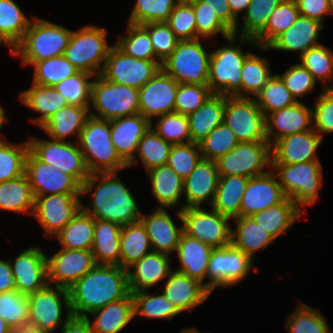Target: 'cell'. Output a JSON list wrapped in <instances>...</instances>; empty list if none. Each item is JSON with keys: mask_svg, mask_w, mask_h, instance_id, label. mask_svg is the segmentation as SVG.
<instances>
[{"mask_svg": "<svg viewBox=\"0 0 333 333\" xmlns=\"http://www.w3.org/2000/svg\"><path fill=\"white\" fill-rule=\"evenodd\" d=\"M47 284L43 289L28 295L29 327L54 333L73 316L69 291L67 288ZM63 305L67 308L65 319H62Z\"/></svg>", "mask_w": 333, "mask_h": 333, "instance_id": "30bf717a", "label": "cell"}, {"mask_svg": "<svg viewBox=\"0 0 333 333\" xmlns=\"http://www.w3.org/2000/svg\"><path fill=\"white\" fill-rule=\"evenodd\" d=\"M80 194H51L34 197L33 215L45 231L54 237L81 210Z\"/></svg>", "mask_w": 333, "mask_h": 333, "instance_id": "ac0fdd59", "label": "cell"}, {"mask_svg": "<svg viewBox=\"0 0 333 333\" xmlns=\"http://www.w3.org/2000/svg\"><path fill=\"white\" fill-rule=\"evenodd\" d=\"M91 108L78 105H67L59 109L54 115L41 127L51 139L64 141L65 138L80 133L84 128L86 119L90 116Z\"/></svg>", "mask_w": 333, "mask_h": 333, "instance_id": "d590c367", "label": "cell"}, {"mask_svg": "<svg viewBox=\"0 0 333 333\" xmlns=\"http://www.w3.org/2000/svg\"><path fill=\"white\" fill-rule=\"evenodd\" d=\"M313 109L298 101L294 105L265 116V134L272 145L284 136L313 130ZM278 130V132H277Z\"/></svg>", "mask_w": 333, "mask_h": 333, "instance_id": "d4e9b609", "label": "cell"}, {"mask_svg": "<svg viewBox=\"0 0 333 333\" xmlns=\"http://www.w3.org/2000/svg\"><path fill=\"white\" fill-rule=\"evenodd\" d=\"M0 43H3L7 46H9L10 48V54L13 55V48L2 38V36L0 35Z\"/></svg>", "mask_w": 333, "mask_h": 333, "instance_id": "67dfc351", "label": "cell"}, {"mask_svg": "<svg viewBox=\"0 0 333 333\" xmlns=\"http://www.w3.org/2000/svg\"><path fill=\"white\" fill-rule=\"evenodd\" d=\"M72 31L37 17H33L23 39L13 48L22 65H31L44 59L64 55Z\"/></svg>", "mask_w": 333, "mask_h": 333, "instance_id": "277c9868", "label": "cell"}, {"mask_svg": "<svg viewBox=\"0 0 333 333\" xmlns=\"http://www.w3.org/2000/svg\"><path fill=\"white\" fill-rule=\"evenodd\" d=\"M13 333H49V332L41 331L39 329H34L31 327H25V328L13 330Z\"/></svg>", "mask_w": 333, "mask_h": 333, "instance_id": "b9fcfbb0", "label": "cell"}, {"mask_svg": "<svg viewBox=\"0 0 333 333\" xmlns=\"http://www.w3.org/2000/svg\"><path fill=\"white\" fill-rule=\"evenodd\" d=\"M94 75L79 71L54 87L71 105L91 107V79Z\"/></svg>", "mask_w": 333, "mask_h": 333, "instance_id": "94428289", "label": "cell"}, {"mask_svg": "<svg viewBox=\"0 0 333 333\" xmlns=\"http://www.w3.org/2000/svg\"><path fill=\"white\" fill-rule=\"evenodd\" d=\"M25 174L34 197L80 194L81 185L71 175L40 161L30 150L25 161Z\"/></svg>", "mask_w": 333, "mask_h": 333, "instance_id": "e0dca14e", "label": "cell"}, {"mask_svg": "<svg viewBox=\"0 0 333 333\" xmlns=\"http://www.w3.org/2000/svg\"><path fill=\"white\" fill-rule=\"evenodd\" d=\"M0 333H13V330L1 318H0Z\"/></svg>", "mask_w": 333, "mask_h": 333, "instance_id": "09005b40", "label": "cell"}, {"mask_svg": "<svg viewBox=\"0 0 333 333\" xmlns=\"http://www.w3.org/2000/svg\"><path fill=\"white\" fill-rule=\"evenodd\" d=\"M139 90L95 76L91 84V104L99 113L89 111L98 119L113 120L139 113Z\"/></svg>", "mask_w": 333, "mask_h": 333, "instance_id": "9c48e42d", "label": "cell"}, {"mask_svg": "<svg viewBox=\"0 0 333 333\" xmlns=\"http://www.w3.org/2000/svg\"><path fill=\"white\" fill-rule=\"evenodd\" d=\"M147 173L158 208L175 207L184 194V180L168 165L152 168Z\"/></svg>", "mask_w": 333, "mask_h": 333, "instance_id": "8d00e7d4", "label": "cell"}, {"mask_svg": "<svg viewBox=\"0 0 333 333\" xmlns=\"http://www.w3.org/2000/svg\"><path fill=\"white\" fill-rule=\"evenodd\" d=\"M224 122L239 142L267 141L265 116L255 98L225 95Z\"/></svg>", "mask_w": 333, "mask_h": 333, "instance_id": "7c38bea8", "label": "cell"}, {"mask_svg": "<svg viewBox=\"0 0 333 333\" xmlns=\"http://www.w3.org/2000/svg\"><path fill=\"white\" fill-rule=\"evenodd\" d=\"M95 218L80 210L54 237L62 248L91 250L94 241Z\"/></svg>", "mask_w": 333, "mask_h": 333, "instance_id": "b9f144b4", "label": "cell"}, {"mask_svg": "<svg viewBox=\"0 0 333 333\" xmlns=\"http://www.w3.org/2000/svg\"><path fill=\"white\" fill-rule=\"evenodd\" d=\"M19 100L40 115L31 121L40 128L59 109L69 105L67 100L53 86L32 83V87L19 94Z\"/></svg>", "mask_w": 333, "mask_h": 333, "instance_id": "836d02e7", "label": "cell"}, {"mask_svg": "<svg viewBox=\"0 0 333 333\" xmlns=\"http://www.w3.org/2000/svg\"><path fill=\"white\" fill-rule=\"evenodd\" d=\"M151 38L156 59L162 64L176 49L179 39L167 22H152L142 25Z\"/></svg>", "mask_w": 333, "mask_h": 333, "instance_id": "03108f58", "label": "cell"}, {"mask_svg": "<svg viewBox=\"0 0 333 333\" xmlns=\"http://www.w3.org/2000/svg\"><path fill=\"white\" fill-rule=\"evenodd\" d=\"M122 225L95 219L94 241L91 251L96 264L120 266V233Z\"/></svg>", "mask_w": 333, "mask_h": 333, "instance_id": "e575fe53", "label": "cell"}, {"mask_svg": "<svg viewBox=\"0 0 333 333\" xmlns=\"http://www.w3.org/2000/svg\"><path fill=\"white\" fill-rule=\"evenodd\" d=\"M264 116L294 105L297 101L286 88L282 79L274 74L255 98Z\"/></svg>", "mask_w": 333, "mask_h": 333, "instance_id": "db71d44e", "label": "cell"}, {"mask_svg": "<svg viewBox=\"0 0 333 333\" xmlns=\"http://www.w3.org/2000/svg\"><path fill=\"white\" fill-rule=\"evenodd\" d=\"M285 83L286 88L291 92V95L298 102L299 97H304L306 94L313 91L317 81L311 73L301 64L295 63L287 69L282 75L277 74Z\"/></svg>", "mask_w": 333, "mask_h": 333, "instance_id": "2644e50d", "label": "cell"}, {"mask_svg": "<svg viewBox=\"0 0 333 333\" xmlns=\"http://www.w3.org/2000/svg\"><path fill=\"white\" fill-rule=\"evenodd\" d=\"M35 198L26 174L0 183V209L17 213H32Z\"/></svg>", "mask_w": 333, "mask_h": 333, "instance_id": "7bdbcfd3", "label": "cell"}, {"mask_svg": "<svg viewBox=\"0 0 333 333\" xmlns=\"http://www.w3.org/2000/svg\"><path fill=\"white\" fill-rule=\"evenodd\" d=\"M68 291L73 316L88 317L91 312L130 293L128 272L119 265L96 264Z\"/></svg>", "mask_w": 333, "mask_h": 333, "instance_id": "6da1fadb", "label": "cell"}, {"mask_svg": "<svg viewBox=\"0 0 333 333\" xmlns=\"http://www.w3.org/2000/svg\"><path fill=\"white\" fill-rule=\"evenodd\" d=\"M276 170L279 183L286 197L290 198L301 210L313 205L322 186V166L319 161L297 164H271Z\"/></svg>", "mask_w": 333, "mask_h": 333, "instance_id": "52a82bcc", "label": "cell"}, {"mask_svg": "<svg viewBox=\"0 0 333 333\" xmlns=\"http://www.w3.org/2000/svg\"><path fill=\"white\" fill-rule=\"evenodd\" d=\"M178 82L160 69L144 86L139 88V113L153 126L152 117L175 112Z\"/></svg>", "mask_w": 333, "mask_h": 333, "instance_id": "d6986e66", "label": "cell"}, {"mask_svg": "<svg viewBox=\"0 0 333 333\" xmlns=\"http://www.w3.org/2000/svg\"><path fill=\"white\" fill-rule=\"evenodd\" d=\"M177 4V0H136L127 22L137 25L167 22Z\"/></svg>", "mask_w": 333, "mask_h": 333, "instance_id": "6f0895ef", "label": "cell"}, {"mask_svg": "<svg viewBox=\"0 0 333 333\" xmlns=\"http://www.w3.org/2000/svg\"><path fill=\"white\" fill-rule=\"evenodd\" d=\"M239 143L235 134L223 122L199 143V147L203 159L216 161Z\"/></svg>", "mask_w": 333, "mask_h": 333, "instance_id": "680465c9", "label": "cell"}, {"mask_svg": "<svg viewBox=\"0 0 333 333\" xmlns=\"http://www.w3.org/2000/svg\"><path fill=\"white\" fill-rule=\"evenodd\" d=\"M201 159L199 144L193 142L177 144L170 150L167 165L185 180Z\"/></svg>", "mask_w": 333, "mask_h": 333, "instance_id": "e7e4bbea", "label": "cell"}, {"mask_svg": "<svg viewBox=\"0 0 333 333\" xmlns=\"http://www.w3.org/2000/svg\"><path fill=\"white\" fill-rule=\"evenodd\" d=\"M46 257L40 247L33 246L23 250L13 262L10 261L19 292L29 295L48 284Z\"/></svg>", "mask_w": 333, "mask_h": 333, "instance_id": "603a6c76", "label": "cell"}, {"mask_svg": "<svg viewBox=\"0 0 333 333\" xmlns=\"http://www.w3.org/2000/svg\"><path fill=\"white\" fill-rule=\"evenodd\" d=\"M134 303V315L144 318L171 320L181 313L177 307L161 294H149L147 290L131 292Z\"/></svg>", "mask_w": 333, "mask_h": 333, "instance_id": "7dc6e473", "label": "cell"}, {"mask_svg": "<svg viewBox=\"0 0 333 333\" xmlns=\"http://www.w3.org/2000/svg\"><path fill=\"white\" fill-rule=\"evenodd\" d=\"M140 221L149 236L152 251L171 254L177 250L183 226L177 227L165 208H156L151 214L142 213Z\"/></svg>", "mask_w": 333, "mask_h": 333, "instance_id": "4316f807", "label": "cell"}, {"mask_svg": "<svg viewBox=\"0 0 333 333\" xmlns=\"http://www.w3.org/2000/svg\"><path fill=\"white\" fill-rule=\"evenodd\" d=\"M30 23L14 0H0V35L12 48L23 39Z\"/></svg>", "mask_w": 333, "mask_h": 333, "instance_id": "bcb514c9", "label": "cell"}, {"mask_svg": "<svg viewBox=\"0 0 333 333\" xmlns=\"http://www.w3.org/2000/svg\"><path fill=\"white\" fill-rule=\"evenodd\" d=\"M152 250L149 236L139 220L122 226L120 233V266L126 270Z\"/></svg>", "mask_w": 333, "mask_h": 333, "instance_id": "f35d334b", "label": "cell"}, {"mask_svg": "<svg viewBox=\"0 0 333 333\" xmlns=\"http://www.w3.org/2000/svg\"><path fill=\"white\" fill-rule=\"evenodd\" d=\"M167 254L152 251L135 262L128 269V285L130 292H139L156 285L161 279L168 278L172 270Z\"/></svg>", "mask_w": 333, "mask_h": 333, "instance_id": "f546056e", "label": "cell"}, {"mask_svg": "<svg viewBox=\"0 0 333 333\" xmlns=\"http://www.w3.org/2000/svg\"><path fill=\"white\" fill-rule=\"evenodd\" d=\"M5 120H6L5 111L0 106V131H1V128L3 127Z\"/></svg>", "mask_w": 333, "mask_h": 333, "instance_id": "979ff035", "label": "cell"}, {"mask_svg": "<svg viewBox=\"0 0 333 333\" xmlns=\"http://www.w3.org/2000/svg\"><path fill=\"white\" fill-rule=\"evenodd\" d=\"M322 139L314 129L284 136L271 145V164L319 161L316 149Z\"/></svg>", "mask_w": 333, "mask_h": 333, "instance_id": "7402d4cb", "label": "cell"}, {"mask_svg": "<svg viewBox=\"0 0 333 333\" xmlns=\"http://www.w3.org/2000/svg\"><path fill=\"white\" fill-rule=\"evenodd\" d=\"M32 83L41 86H55L79 72L64 55L34 62Z\"/></svg>", "mask_w": 333, "mask_h": 333, "instance_id": "681fc988", "label": "cell"}, {"mask_svg": "<svg viewBox=\"0 0 333 333\" xmlns=\"http://www.w3.org/2000/svg\"><path fill=\"white\" fill-rule=\"evenodd\" d=\"M299 16L295 0H282L271 13L266 27L254 38L257 46L268 47L281 33L290 28Z\"/></svg>", "mask_w": 333, "mask_h": 333, "instance_id": "ee69618b", "label": "cell"}, {"mask_svg": "<svg viewBox=\"0 0 333 333\" xmlns=\"http://www.w3.org/2000/svg\"><path fill=\"white\" fill-rule=\"evenodd\" d=\"M286 198L276 173H266L251 177L241 200L240 216L251 217Z\"/></svg>", "mask_w": 333, "mask_h": 333, "instance_id": "44dd1931", "label": "cell"}, {"mask_svg": "<svg viewBox=\"0 0 333 333\" xmlns=\"http://www.w3.org/2000/svg\"><path fill=\"white\" fill-rule=\"evenodd\" d=\"M29 150L42 162L71 175L80 185L89 177L79 145L61 140L28 139Z\"/></svg>", "mask_w": 333, "mask_h": 333, "instance_id": "4fadbf2b", "label": "cell"}, {"mask_svg": "<svg viewBox=\"0 0 333 333\" xmlns=\"http://www.w3.org/2000/svg\"><path fill=\"white\" fill-rule=\"evenodd\" d=\"M106 38L107 30L93 25L72 31L64 56L79 71L100 75L113 47L108 45Z\"/></svg>", "mask_w": 333, "mask_h": 333, "instance_id": "8992f818", "label": "cell"}, {"mask_svg": "<svg viewBox=\"0 0 333 333\" xmlns=\"http://www.w3.org/2000/svg\"><path fill=\"white\" fill-rule=\"evenodd\" d=\"M116 175V172L90 174L81 185L80 195L91 192L93 200L88 207L81 203V210L95 219L123 226L139 221L142 212L133 193Z\"/></svg>", "mask_w": 333, "mask_h": 333, "instance_id": "7a4b0ae2", "label": "cell"}, {"mask_svg": "<svg viewBox=\"0 0 333 333\" xmlns=\"http://www.w3.org/2000/svg\"><path fill=\"white\" fill-rule=\"evenodd\" d=\"M282 0H251L244 15L241 33H233L241 43L247 42L257 46L254 38L266 27L271 13ZM240 35V36H239Z\"/></svg>", "mask_w": 333, "mask_h": 333, "instance_id": "f6af8a7d", "label": "cell"}, {"mask_svg": "<svg viewBox=\"0 0 333 333\" xmlns=\"http://www.w3.org/2000/svg\"><path fill=\"white\" fill-rule=\"evenodd\" d=\"M219 171L216 161L201 159L195 169L184 180L186 204L181 209L200 207L204 202L213 204L219 182Z\"/></svg>", "mask_w": 333, "mask_h": 333, "instance_id": "484cf974", "label": "cell"}, {"mask_svg": "<svg viewBox=\"0 0 333 333\" xmlns=\"http://www.w3.org/2000/svg\"><path fill=\"white\" fill-rule=\"evenodd\" d=\"M196 19V34L200 38H210L218 33L226 38L233 32L218 18L216 12L206 2L195 0L191 3Z\"/></svg>", "mask_w": 333, "mask_h": 333, "instance_id": "be15d7a7", "label": "cell"}, {"mask_svg": "<svg viewBox=\"0 0 333 333\" xmlns=\"http://www.w3.org/2000/svg\"><path fill=\"white\" fill-rule=\"evenodd\" d=\"M127 32L114 43L122 52L137 59L158 61L149 32L142 25L127 22Z\"/></svg>", "mask_w": 333, "mask_h": 333, "instance_id": "f907efd6", "label": "cell"}, {"mask_svg": "<svg viewBox=\"0 0 333 333\" xmlns=\"http://www.w3.org/2000/svg\"><path fill=\"white\" fill-rule=\"evenodd\" d=\"M236 38L231 34L225 38L228 45L211 51L207 85L212 94L241 97V70L251 53H244L240 49L242 44L235 46Z\"/></svg>", "mask_w": 333, "mask_h": 333, "instance_id": "5b68a950", "label": "cell"}, {"mask_svg": "<svg viewBox=\"0 0 333 333\" xmlns=\"http://www.w3.org/2000/svg\"><path fill=\"white\" fill-rule=\"evenodd\" d=\"M206 2L214 10L218 18L233 32L238 33L237 18L232 14L228 0H199Z\"/></svg>", "mask_w": 333, "mask_h": 333, "instance_id": "753ad0ef", "label": "cell"}, {"mask_svg": "<svg viewBox=\"0 0 333 333\" xmlns=\"http://www.w3.org/2000/svg\"><path fill=\"white\" fill-rule=\"evenodd\" d=\"M220 176H259L271 166V145L267 141L240 142L216 160Z\"/></svg>", "mask_w": 333, "mask_h": 333, "instance_id": "9a60e30c", "label": "cell"}, {"mask_svg": "<svg viewBox=\"0 0 333 333\" xmlns=\"http://www.w3.org/2000/svg\"><path fill=\"white\" fill-rule=\"evenodd\" d=\"M62 333H93L86 317L72 316L62 328Z\"/></svg>", "mask_w": 333, "mask_h": 333, "instance_id": "11e5206c", "label": "cell"}, {"mask_svg": "<svg viewBox=\"0 0 333 333\" xmlns=\"http://www.w3.org/2000/svg\"><path fill=\"white\" fill-rule=\"evenodd\" d=\"M210 55L211 51L205 50L200 38L179 40L161 69L179 84L207 85Z\"/></svg>", "mask_w": 333, "mask_h": 333, "instance_id": "ba28073f", "label": "cell"}, {"mask_svg": "<svg viewBox=\"0 0 333 333\" xmlns=\"http://www.w3.org/2000/svg\"><path fill=\"white\" fill-rule=\"evenodd\" d=\"M212 249L211 246L183 232L176 250L180 262V268L176 271L198 280L205 286L203 280L207 278L208 262Z\"/></svg>", "mask_w": 333, "mask_h": 333, "instance_id": "4dcf8cb0", "label": "cell"}, {"mask_svg": "<svg viewBox=\"0 0 333 333\" xmlns=\"http://www.w3.org/2000/svg\"><path fill=\"white\" fill-rule=\"evenodd\" d=\"M160 69L159 61H147L129 56L114 44L100 75L110 82L139 89Z\"/></svg>", "mask_w": 333, "mask_h": 333, "instance_id": "2e32d148", "label": "cell"}, {"mask_svg": "<svg viewBox=\"0 0 333 333\" xmlns=\"http://www.w3.org/2000/svg\"><path fill=\"white\" fill-rule=\"evenodd\" d=\"M28 141L15 145L0 139V183L25 174Z\"/></svg>", "mask_w": 333, "mask_h": 333, "instance_id": "9f6ffc18", "label": "cell"}, {"mask_svg": "<svg viewBox=\"0 0 333 333\" xmlns=\"http://www.w3.org/2000/svg\"><path fill=\"white\" fill-rule=\"evenodd\" d=\"M211 94L208 85L178 84L175 112L188 116L202 106Z\"/></svg>", "mask_w": 333, "mask_h": 333, "instance_id": "003e7915", "label": "cell"}, {"mask_svg": "<svg viewBox=\"0 0 333 333\" xmlns=\"http://www.w3.org/2000/svg\"><path fill=\"white\" fill-rule=\"evenodd\" d=\"M298 304L285 323L288 333H331L319 309H313L303 302Z\"/></svg>", "mask_w": 333, "mask_h": 333, "instance_id": "11a10c76", "label": "cell"}, {"mask_svg": "<svg viewBox=\"0 0 333 333\" xmlns=\"http://www.w3.org/2000/svg\"><path fill=\"white\" fill-rule=\"evenodd\" d=\"M301 210L290 198L251 216L275 240L287 232L298 219Z\"/></svg>", "mask_w": 333, "mask_h": 333, "instance_id": "74e56055", "label": "cell"}, {"mask_svg": "<svg viewBox=\"0 0 333 333\" xmlns=\"http://www.w3.org/2000/svg\"><path fill=\"white\" fill-rule=\"evenodd\" d=\"M179 333H201L198 331V329H196L195 327H192V328H187V329H183L181 332Z\"/></svg>", "mask_w": 333, "mask_h": 333, "instance_id": "deb4b68c", "label": "cell"}, {"mask_svg": "<svg viewBox=\"0 0 333 333\" xmlns=\"http://www.w3.org/2000/svg\"><path fill=\"white\" fill-rule=\"evenodd\" d=\"M313 109V129L323 138V133H333V84L325 85Z\"/></svg>", "mask_w": 333, "mask_h": 333, "instance_id": "89a4df30", "label": "cell"}, {"mask_svg": "<svg viewBox=\"0 0 333 333\" xmlns=\"http://www.w3.org/2000/svg\"><path fill=\"white\" fill-rule=\"evenodd\" d=\"M89 320L93 333H119L134 318V303L131 292L123 299L111 302L91 312Z\"/></svg>", "mask_w": 333, "mask_h": 333, "instance_id": "1f68e13d", "label": "cell"}, {"mask_svg": "<svg viewBox=\"0 0 333 333\" xmlns=\"http://www.w3.org/2000/svg\"><path fill=\"white\" fill-rule=\"evenodd\" d=\"M323 26L316 20L300 15L290 28L281 33L268 47L262 49L300 52L301 57L310 48L321 44L317 40Z\"/></svg>", "mask_w": 333, "mask_h": 333, "instance_id": "83f0119b", "label": "cell"}, {"mask_svg": "<svg viewBox=\"0 0 333 333\" xmlns=\"http://www.w3.org/2000/svg\"><path fill=\"white\" fill-rule=\"evenodd\" d=\"M158 119L153 130L165 141L172 145L191 142L189 120L186 115L172 112Z\"/></svg>", "mask_w": 333, "mask_h": 333, "instance_id": "91938a15", "label": "cell"}, {"mask_svg": "<svg viewBox=\"0 0 333 333\" xmlns=\"http://www.w3.org/2000/svg\"><path fill=\"white\" fill-rule=\"evenodd\" d=\"M151 126L140 113L110 120L112 144L128 167L135 163L139 142Z\"/></svg>", "mask_w": 333, "mask_h": 333, "instance_id": "cb8c5ba5", "label": "cell"}, {"mask_svg": "<svg viewBox=\"0 0 333 333\" xmlns=\"http://www.w3.org/2000/svg\"><path fill=\"white\" fill-rule=\"evenodd\" d=\"M241 71V97L255 98L273 77L267 60L253 53L245 59Z\"/></svg>", "mask_w": 333, "mask_h": 333, "instance_id": "c3c4849f", "label": "cell"}, {"mask_svg": "<svg viewBox=\"0 0 333 333\" xmlns=\"http://www.w3.org/2000/svg\"><path fill=\"white\" fill-rule=\"evenodd\" d=\"M301 16L316 20L323 24L325 15L333 13L331 0H295Z\"/></svg>", "mask_w": 333, "mask_h": 333, "instance_id": "8c879c8a", "label": "cell"}, {"mask_svg": "<svg viewBox=\"0 0 333 333\" xmlns=\"http://www.w3.org/2000/svg\"><path fill=\"white\" fill-rule=\"evenodd\" d=\"M78 141L77 143L90 174L117 173L123 168L128 167L112 144L110 120L89 116L86 119Z\"/></svg>", "mask_w": 333, "mask_h": 333, "instance_id": "3957f363", "label": "cell"}, {"mask_svg": "<svg viewBox=\"0 0 333 333\" xmlns=\"http://www.w3.org/2000/svg\"><path fill=\"white\" fill-rule=\"evenodd\" d=\"M17 290L10 261L0 260V293Z\"/></svg>", "mask_w": 333, "mask_h": 333, "instance_id": "34e18365", "label": "cell"}, {"mask_svg": "<svg viewBox=\"0 0 333 333\" xmlns=\"http://www.w3.org/2000/svg\"><path fill=\"white\" fill-rule=\"evenodd\" d=\"M210 212L200 207L179 209L177 216L183 223V232L211 246L221 248L231 244L232 228L227 223L231 218L211 208Z\"/></svg>", "mask_w": 333, "mask_h": 333, "instance_id": "8fae6325", "label": "cell"}, {"mask_svg": "<svg viewBox=\"0 0 333 333\" xmlns=\"http://www.w3.org/2000/svg\"><path fill=\"white\" fill-rule=\"evenodd\" d=\"M0 318L12 330L29 327L28 295L18 290L0 293Z\"/></svg>", "mask_w": 333, "mask_h": 333, "instance_id": "816d5d0a", "label": "cell"}, {"mask_svg": "<svg viewBox=\"0 0 333 333\" xmlns=\"http://www.w3.org/2000/svg\"><path fill=\"white\" fill-rule=\"evenodd\" d=\"M172 144L160 137L151 126L141 138L137 155L141 159L146 171L167 165Z\"/></svg>", "mask_w": 333, "mask_h": 333, "instance_id": "f5cc1de1", "label": "cell"}, {"mask_svg": "<svg viewBox=\"0 0 333 333\" xmlns=\"http://www.w3.org/2000/svg\"><path fill=\"white\" fill-rule=\"evenodd\" d=\"M251 0H228L232 14L238 19L239 13L246 11Z\"/></svg>", "mask_w": 333, "mask_h": 333, "instance_id": "2a66077c", "label": "cell"}, {"mask_svg": "<svg viewBox=\"0 0 333 333\" xmlns=\"http://www.w3.org/2000/svg\"><path fill=\"white\" fill-rule=\"evenodd\" d=\"M163 286V294L181 313L187 310L192 311L211 294L198 280L178 271H172Z\"/></svg>", "mask_w": 333, "mask_h": 333, "instance_id": "f1b7e54d", "label": "cell"}, {"mask_svg": "<svg viewBox=\"0 0 333 333\" xmlns=\"http://www.w3.org/2000/svg\"><path fill=\"white\" fill-rule=\"evenodd\" d=\"M225 95L211 94L195 112L189 114L191 142L199 144L224 122Z\"/></svg>", "mask_w": 333, "mask_h": 333, "instance_id": "d6a6232c", "label": "cell"}, {"mask_svg": "<svg viewBox=\"0 0 333 333\" xmlns=\"http://www.w3.org/2000/svg\"><path fill=\"white\" fill-rule=\"evenodd\" d=\"M249 177L220 176L211 208L231 219L240 217L241 200Z\"/></svg>", "mask_w": 333, "mask_h": 333, "instance_id": "ab89813d", "label": "cell"}, {"mask_svg": "<svg viewBox=\"0 0 333 333\" xmlns=\"http://www.w3.org/2000/svg\"><path fill=\"white\" fill-rule=\"evenodd\" d=\"M46 259L48 284L67 289L96 265L91 250L61 248Z\"/></svg>", "mask_w": 333, "mask_h": 333, "instance_id": "ffe728a7", "label": "cell"}, {"mask_svg": "<svg viewBox=\"0 0 333 333\" xmlns=\"http://www.w3.org/2000/svg\"><path fill=\"white\" fill-rule=\"evenodd\" d=\"M195 0H177L178 3H192Z\"/></svg>", "mask_w": 333, "mask_h": 333, "instance_id": "b62a3aed", "label": "cell"}, {"mask_svg": "<svg viewBox=\"0 0 333 333\" xmlns=\"http://www.w3.org/2000/svg\"><path fill=\"white\" fill-rule=\"evenodd\" d=\"M300 63L311 73L313 78L324 83L333 77V52L320 44L310 48L300 57Z\"/></svg>", "mask_w": 333, "mask_h": 333, "instance_id": "6125c7cd", "label": "cell"}, {"mask_svg": "<svg viewBox=\"0 0 333 333\" xmlns=\"http://www.w3.org/2000/svg\"><path fill=\"white\" fill-rule=\"evenodd\" d=\"M236 230L232 229L231 243L254 260L257 250L265 249L274 241L252 217L240 216L233 219Z\"/></svg>", "mask_w": 333, "mask_h": 333, "instance_id": "60d3db41", "label": "cell"}, {"mask_svg": "<svg viewBox=\"0 0 333 333\" xmlns=\"http://www.w3.org/2000/svg\"><path fill=\"white\" fill-rule=\"evenodd\" d=\"M167 23L179 40L197 39L196 19L191 3H178L171 11Z\"/></svg>", "mask_w": 333, "mask_h": 333, "instance_id": "a7ac6f4b", "label": "cell"}, {"mask_svg": "<svg viewBox=\"0 0 333 333\" xmlns=\"http://www.w3.org/2000/svg\"><path fill=\"white\" fill-rule=\"evenodd\" d=\"M253 259L232 243L213 248L208 262L207 283L205 287L212 293L217 287H231L249 274Z\"/></svg>", "mask_w": 333, "mask_h": 333, "instance_id": "5bb4252c", "label": "cell"}]
</instances>
